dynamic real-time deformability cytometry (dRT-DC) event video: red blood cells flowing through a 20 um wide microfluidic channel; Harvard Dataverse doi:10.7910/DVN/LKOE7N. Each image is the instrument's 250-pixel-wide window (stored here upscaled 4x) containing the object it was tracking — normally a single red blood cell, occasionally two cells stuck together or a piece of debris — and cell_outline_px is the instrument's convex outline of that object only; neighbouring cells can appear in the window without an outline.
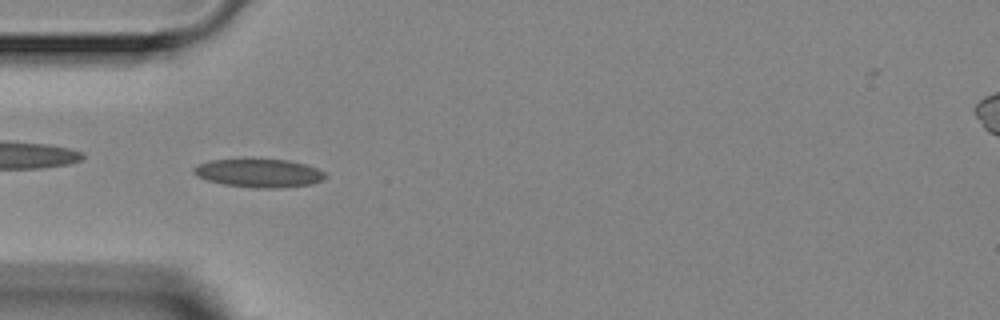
{"species": "Egyptian fruit bat (a non-hibernating species)", "species_latin": "Rousettus aegyptiacus", "temperature_condition": "room temperature", "stored_images_in_passage": 6, "camera_frame_rate_fps": 3000, "um_per_image_px": 0.085, "animal": {"sex": "female"}, "frame": {"image": 1, "passage_image": 5, "time_ms": 4.667, "image_size_px": [1000, 320], "cell_outline_px": [[328, 176], [324, 180], [312, 184], [280, 188], [252, 188], [224, 184], [208, 180], [196, 176], [192, 172], [192, 168], [200, 164], [212, 160], [244, 156], [252, 156], [288, 160], [304, 164], [316, 168], [324, 172]], "centroid_in_image_um": [22.0, 14.67], "position_along_channel_um": 63.0, "area_um2": 22.83}}
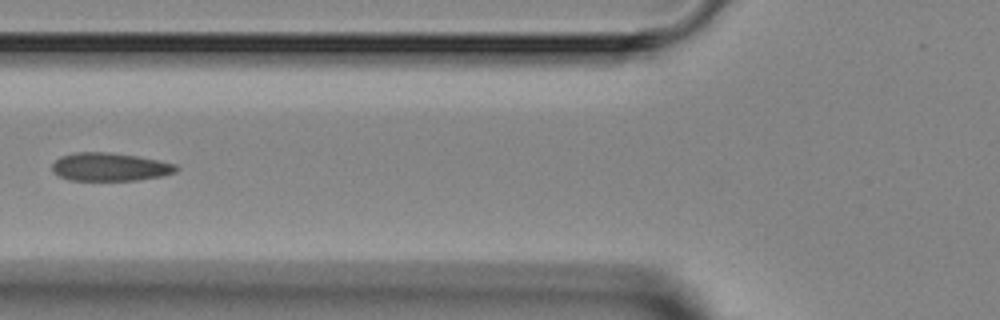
{"frame": {"image": 2, "passage_image": 6, "time_ms": 6.0, "image_size_px": [1000, 320], "cell_outline_px": [[180, 168], [176, 172], [164, 176], [136, 180], [68, 180], [52, 172], [52, 164], [60, 156], [76, 152], [108, 152], [136, 156], [176, 164]], "centroid_in_image_um": [9.34, 14.19], "position_along_channel_um": 116.5, "area_um2": 20.4}}